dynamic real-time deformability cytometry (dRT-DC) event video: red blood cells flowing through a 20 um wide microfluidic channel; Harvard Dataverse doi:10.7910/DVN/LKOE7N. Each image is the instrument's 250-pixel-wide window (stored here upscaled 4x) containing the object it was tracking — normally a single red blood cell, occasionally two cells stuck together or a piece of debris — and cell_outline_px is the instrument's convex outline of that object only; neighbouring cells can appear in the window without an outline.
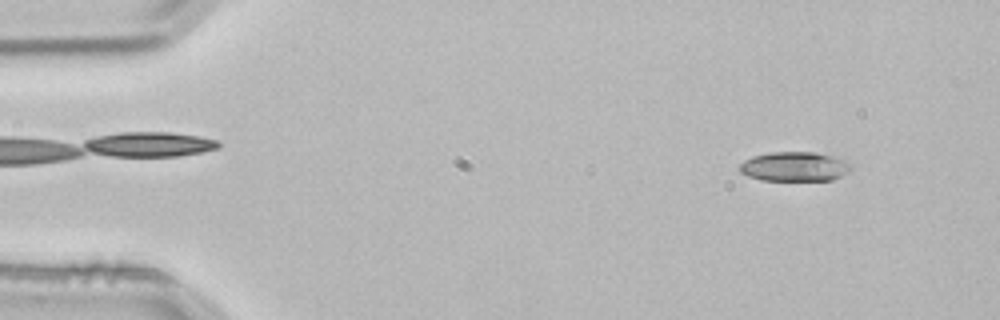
{"species": "common noctule bat (a hibernating species)", "species_latin": "Nyctalus noctula", "temperature_condition": "room temperature", "stored_images_in_passage": 3, "camera_frame_rate_fps": 3000, "um_per_image_px": 0.085, "animal": {"sex": "male", "body_mass_g": 21.5, "forearm_length_mm": 52.0}, "frame": {"image": 1, "passage_image": 3, "time_ms": 0.667, "image_size_px": [1000, 320], "cell_outline_px": [[852, 168], [840, 176], [832, 180], [760, 180], [748, 176], [740, 172], [740, 164], [744, 160], [752, 156], [772, 152], [816, 152], [832, 156], [844, 160], [852, 164]], "centroid_in_image_um": [67.52, 14.15], "position_along_channel_um": 17.5, "area_um2": 19.07}}